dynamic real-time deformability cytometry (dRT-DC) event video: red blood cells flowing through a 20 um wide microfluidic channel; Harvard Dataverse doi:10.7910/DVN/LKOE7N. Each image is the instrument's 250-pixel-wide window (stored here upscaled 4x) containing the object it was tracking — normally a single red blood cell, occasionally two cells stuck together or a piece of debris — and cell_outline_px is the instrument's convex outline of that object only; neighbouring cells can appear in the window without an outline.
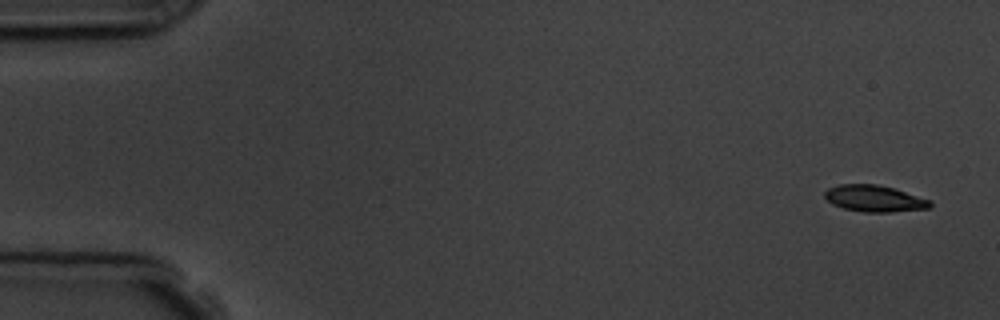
{"species": "common noctule bat (a hibernating species)", "species_latin": "Nyctalus noctula", "temperature_condition": "room temperature", "stored_images_in_passage": 5, "camera_frame_rate_fps": 3000, "um_per_image_px": 0.085, "animal": {"sex": "male", "body_mass_g": 19.5, "forearm_length_mm": 54.6}, "frame": {"image": 1, "passage_image": 1, "time_ms": 0.0, "image_size_px": [1000, 320], "cell_outline_px": [[932, 204], [928, 208], [892, 212], [864, 212], [844, 208], [832, 204], [824, 196], [824, 192], [828, 188], [840, 184], [876, 184], [892, 188], [932, 200]], "centroid_in_image_um": [74.32, 16.87], "position_along_channel_um": 10.7, "area_um2": 16.18}}
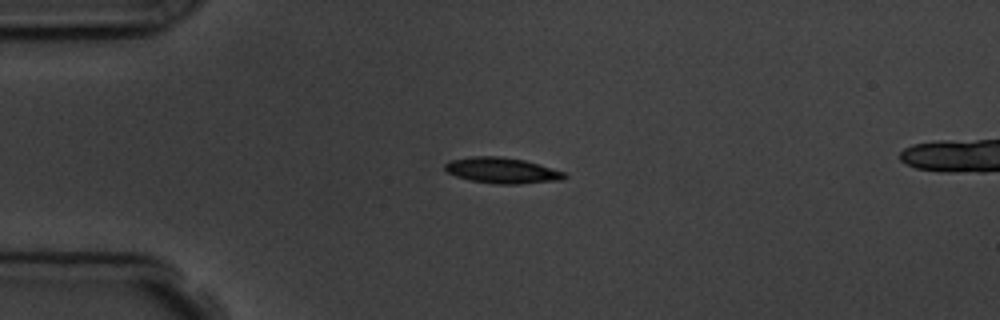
{"frame": {"image": 2, "passage_image": 4, "time_ms": 3.667, "image_size_px": [1000, 320], "cell_outline_px": [[568, 176], [564, 180], [520, 184], [496, 184], [468, 180], [456, 176], [448, 172], [444, 168], [444, 164], [448, 160], [472, 156], [500, 156], [524, 160], [564, 172]], "centroid_in_image_um": [42.65, 14.49], "position_along_channel_um": 42.3, "area_um2": 18.09}}